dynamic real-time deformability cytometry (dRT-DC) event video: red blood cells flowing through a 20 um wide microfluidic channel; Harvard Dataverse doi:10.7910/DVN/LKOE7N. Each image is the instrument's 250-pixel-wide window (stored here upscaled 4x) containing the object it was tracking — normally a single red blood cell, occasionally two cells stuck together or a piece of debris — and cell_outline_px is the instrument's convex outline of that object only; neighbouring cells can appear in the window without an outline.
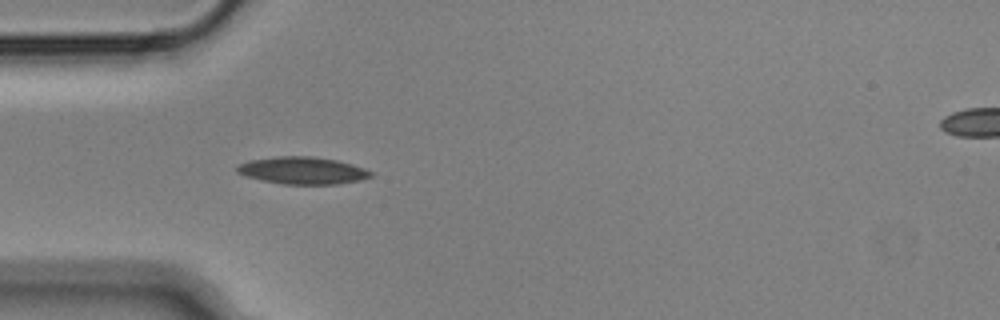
{"species": "Egyptian fruit bat (a non-hibernating species)", "species_latin": "Rousettus aegyptiacus", "temperature_condition": "cold", "stored_images_in_passage": 40, "camera_frame_rate_fps": 3000, "um_per_image_px": 0.085, "animal": {"sex": "male"}, "frame": {"image": 1, "passage_image": 1, "time_ms": 0.0, "image_size_px": [1000, 320], "cell_outline_px": [[372, 176], [360, 180], [336, 184], [284, 184], [244, 176], [236, 172], [236, 164], [248, 160], [276, 156], [312, 156], [336, 160], [352, 164], [364, 168], [372, 172]], "centroid_in_image_um": [25.67, 14.48], "position_along_channel_um": 59.3, "area_um2": 21.27}}
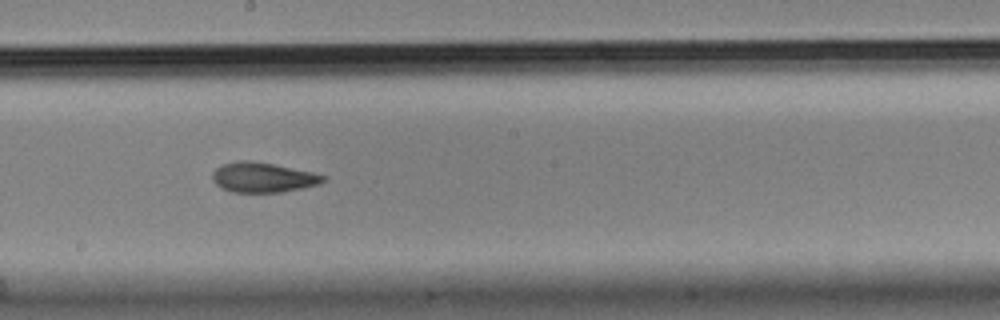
{"frame": {"image": 2, "passage_image": 15, "time_ms": 4.667, "image_size_px": [1000, 320], "cell_outline_px": [[328, 176], [320, 184], [280, 192], [232, 192], [220, 188], [212, 180], [212, 172], [216, 168], [224, 164], [240, 160], [248, 160], [272, 164], [312, 172]], "centroid_in_image_um": [22.32, 15.08], "position_along_channel_um": 225.9, "area_um2": 19.19}}
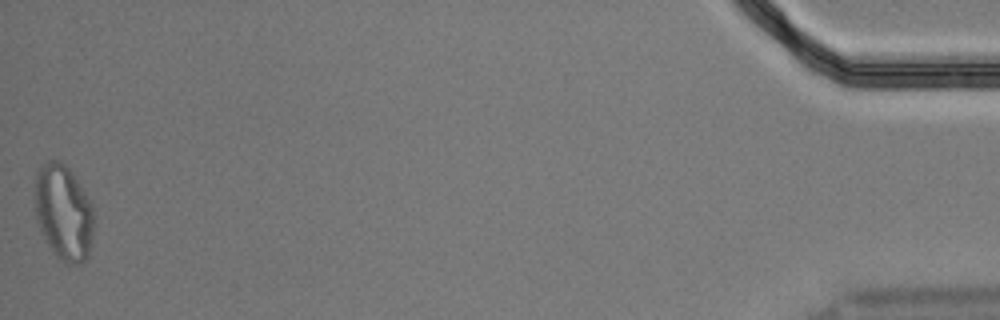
{"frame": {"image": 3, "passage_image": 40, "time_ms": 13.0, "image_size_px": [1000, 320], "cell_outline_px": [[92, 240], [88, 256], [80, 264], [72, 264], [60, 260], [56, 256], [48, 244], [36, 220], [36, 172], [48, 160], [60, 160], [72, 172], [92, 204]], "centroid_in_image_um": [5.41, 18.06], "position_along_channel_um": 429.8, "area_um2": 32.37}, "authors_computed_cell_mechanics": {"area_um2": 19.8254, "velocity_mm_per_s": 3.6019, "shape_relaxation_time_tau1_ms": 6.3979, "shape_relaxation_time_tau2_ms": 3.0789, "deformation_change_tau1": 0.1792, "deformation_change_tau2": 0.1012}}